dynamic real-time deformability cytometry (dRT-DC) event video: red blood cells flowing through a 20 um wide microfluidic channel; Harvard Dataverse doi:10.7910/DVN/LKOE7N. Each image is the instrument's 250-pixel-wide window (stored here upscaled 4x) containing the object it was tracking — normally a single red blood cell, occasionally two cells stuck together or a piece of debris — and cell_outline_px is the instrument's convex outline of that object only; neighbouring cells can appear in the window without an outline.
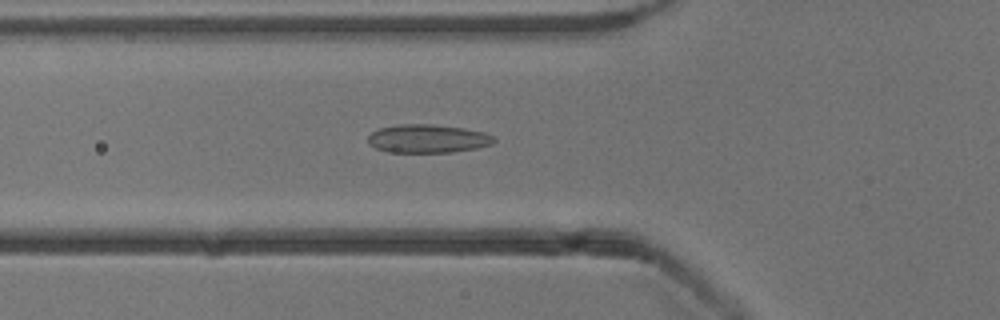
{"species": "common noctule bat (a hibernating species)", "species_latin": "Nyctalus noctula", "temperature_condition": "cold", "stored_images_in_passage": 50, "camera_frame_rate_fps": 3000, "um_per_image_px": 0.085, "animal": {"sex": "male", "body_mass_g": 13.3}, "frame": {"image": 1, "passage_image": 16, "time_ms": 5.0, "image_size_px": [1000, 320], "cell_outline_px": [[496, 140], [492, 144], [476, 148], [452, 152], [388, 152], [376, 148], [368, 144], [368, 136], [372, 132], [380, 128], [400, 124], [432, 124], [464, 128], [484, 132], [492, 136]], "centroid_in_image_um": [36.35, 11.78], "position_along_channel_um": 89.5, "area_um2": 20.81}}
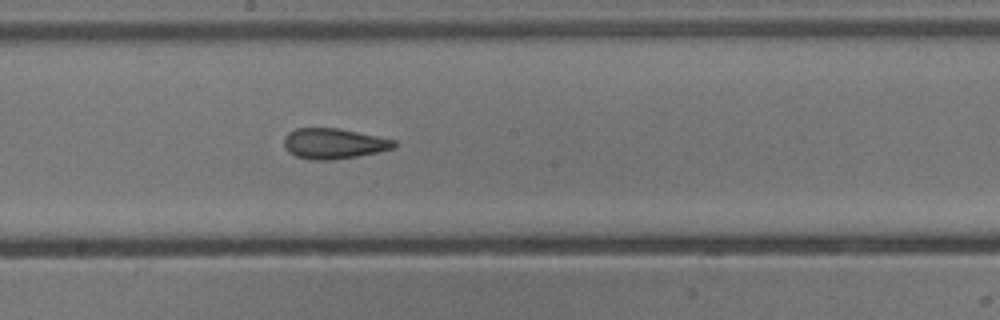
{"frame": {"image": 2, "passage_image": 26, "time_ms": 8.333, "image_size_px": [1000, 320], "cell_outline_px": [[396, 148], [356, 156], [332, 160], [312, 160], [296, 156], [288, 152], [284, 148], [284, 136], [288, 132], [296, 128], [336, 128], [396, 140]], "centroid_in_image_um": [28.33, 12.21], "position_along_channel_um": 219.9, "area_um2": 19.48}}
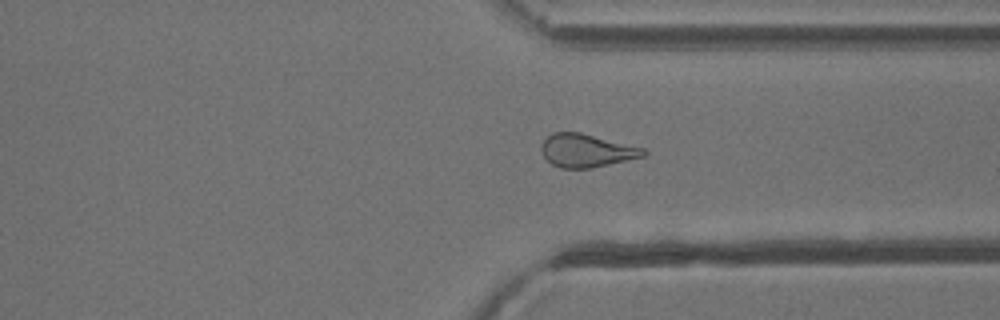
{"frame": {"image": 3, "passage_image": 37, "time_ms": 12.0, "image_size_px": [1000, 320], "cell_outline_px": [[648, 152], [644, 156], [592, 168], [560, 168], [552, 164], [544, 156], [540, 148], [544, 140], [552, 132], [580, 132], [644, 148]], "centroid_in_image_um": [49.85, 12.79], "position_along_channel_um": 361.6, "area_um2": 19.59}, "authors_computed_cell_mechanics": {"area_um2": 20.3456, "velocity_mm_per_s": 3.8797, "shape_relaxation_time_tau1_ms": null, "shape_relaxation_time_tau2_ms": 2.2898, "deformation_change_tau1": null, "deformation_change_tau2": 0.1019}}